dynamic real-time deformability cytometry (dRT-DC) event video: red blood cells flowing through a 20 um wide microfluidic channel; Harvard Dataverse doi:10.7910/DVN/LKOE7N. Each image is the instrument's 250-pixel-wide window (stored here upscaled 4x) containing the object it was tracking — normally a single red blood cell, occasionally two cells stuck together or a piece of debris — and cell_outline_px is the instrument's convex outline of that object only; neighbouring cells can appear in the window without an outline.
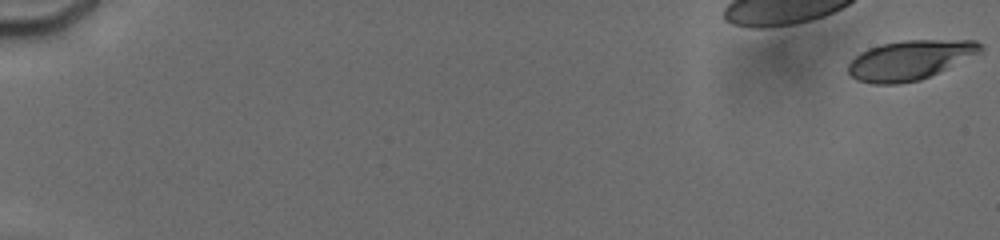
{"species": "human", "species_latin": "Homo sapiens", "temperature_condition": "cold", "stored_images_in_passage": 24, "camera_frame_rate_fps": 3000, "um_per_image_px": 0.085, "donor": {"sex": "male"}, "frame": {"image": 1, "passage_image": 1, "time_ms": 0.0, "image_size_px": [1000, 240], "cell_outline_px": [[984, 48], [980, 52], [920, 80], [896, 84], [872, 84], [856, 80], [848, 72], [848, 64], [860, 52], [868, 48], [884, 44], [904, 40], [976, 40], [984, 44]], "centroid_in_image_um": [77.32, 5.1], "position_along_channel_um": 7.7, "area_um2": 30.17}}